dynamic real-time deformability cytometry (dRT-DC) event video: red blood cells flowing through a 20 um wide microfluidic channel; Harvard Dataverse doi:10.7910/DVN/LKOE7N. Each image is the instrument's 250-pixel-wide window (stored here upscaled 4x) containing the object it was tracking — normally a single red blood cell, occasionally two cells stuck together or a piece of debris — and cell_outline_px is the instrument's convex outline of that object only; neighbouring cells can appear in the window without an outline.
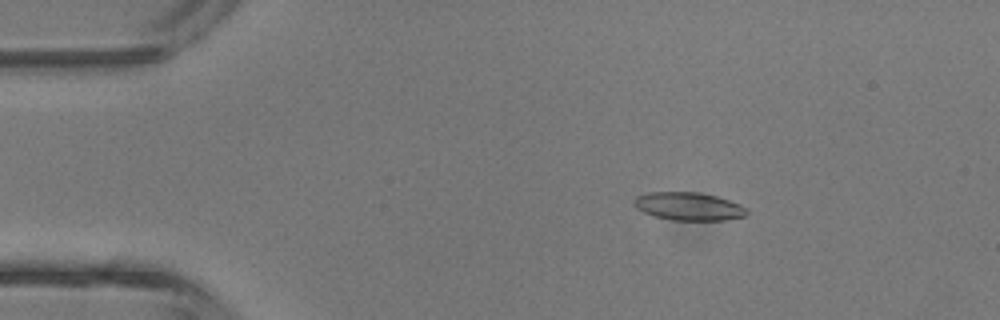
{"species": "common noctule bat (a hibernating species)", "species_latin": "Nyctalus noctula", "temperature_condition": "room temperature", "stored_images_in_passage": 4, "camera_frame_rate_fps": 3000, "um_per_image_px": 0.085, "animal": {"sex": "male", "body_mass_g": 13.3}, "frame": {"image": 1, "passage_image": 3, "time_ms": 2.0, "image_size_px": [1000, 320], "cell_outline_px": [[748, 212], [744, 216], [724, 220], [672, 220], [652, 216], [636, 208], [632, 204], [632, 200], [636, 196], [648, 192], [696, 192], [716, 196], [740, 204]], "centroid_in_image_um": [58.46, 17.54], "position_along_channel_um": 26.5, "area_um2": 18.44}}
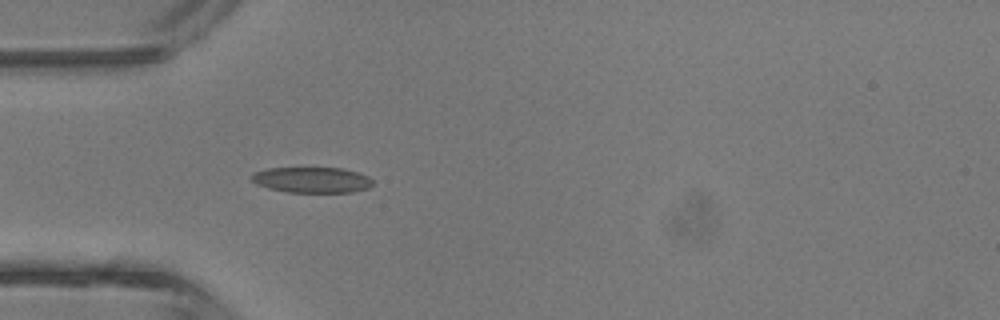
{"frame": {"image": 2, "passage_image": 4, "time_ms": 4.0, "image_size_px": [1000, 320], "cell_outline_px": [[372, 184], [368, 188], [352, 192], [288, 192], [268, 188], [256, 184], [252, 180], [252, 176], [256, 172], [268, 168], [340, 168], [356, 172], [368, 176], [372, 180]], "centroid_in_image_um": [26.52, 15.29], "position_along_channel_um": 58.5, "area_um2": 17.92}}